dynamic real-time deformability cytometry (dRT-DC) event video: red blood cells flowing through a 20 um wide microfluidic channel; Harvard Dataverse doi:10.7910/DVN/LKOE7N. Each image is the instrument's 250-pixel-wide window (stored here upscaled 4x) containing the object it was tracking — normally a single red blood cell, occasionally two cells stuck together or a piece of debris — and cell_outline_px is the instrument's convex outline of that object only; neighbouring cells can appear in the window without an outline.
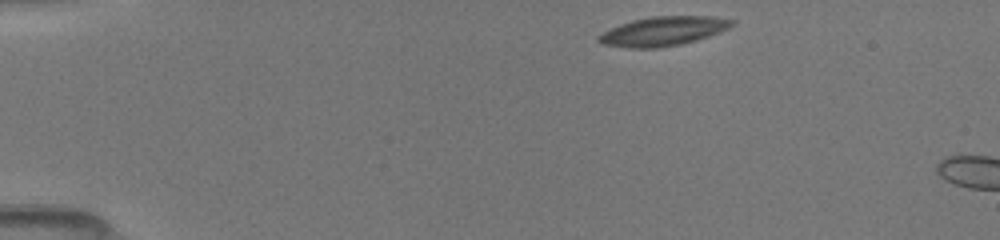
{"species": "common noctule bat (a hibernating species)", "species_latin": "Nyctalus noctula", "temperature_condition": "room temperature", "stored_images_in_passage": 4, "camera_frame_rate_fps": 3000, "um_per_image_px": 0.085, "animal": {"sex": "female", "body_mass_g": 19.5, "forearm_length_mm": 54.1}, "frame": {"image": 1, "passage_image": 1, "time_ms": 0.0, "image_size_px": [1000, 240], "cell_outline_px": [[736, 24], [720, 32], [696, 40], [680, 44], [656, 48], [628, 48], [604, 44], [596, 40], [596, 36], [612, 28], [636, 20], [652, 16], [712, 16], [736, 20]], "centroid_in_image_um": [56.42, 2.65], "position_along_channel_um": 28.6, "area_um2": 22.43}}